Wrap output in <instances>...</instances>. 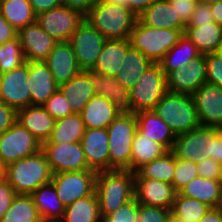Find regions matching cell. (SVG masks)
<instances>
[{
	"label": "cell",
	"instance_id": "6",
	"mask_svg": "<svg viewBox=\"0 0 222 222\" xmlns=\"http://www.w3.org/2000/svg\"><path fill=\"white\" fill-rule=\"evenodd\" d=\"M185 29H162L143 25L138 19L129 35L130 46L158 63L178 42Z\"/></svg>",
	"mask_w": 222,
	"mask_h": 222
},
{
	"label": "cell",
	"instance_id": "1",
	"mask_svg": "<svg viewBox=\"0 0 222 222\" xmlns=\"http://www.w3.org/2000/svg\"><path fill=\"white\" fill-rule=\"evenodd\" d=\"M135 174L129 170L97 172L95 192L102 218L135 197Z\"/></svg>",
	"mask_w": 222,
	"mask_h": 222
},
{
	"label": "cell",
	"instance_id": "44",
	"mask_svg": "<svg viewBox=\"0 0 222 222\" xmlns=\"http://www.w3.org/2000/svg\"><path fill=\"white\" fill-rule=\"evenodd\" d=\"M139 204L135 197L122 204L113 213L102 218V222H137Z\"/></svg>",
	"mask_w": 222,
	"mask_h": 222
},
{
	"label": "cell",
	"instance_id": "62",
	"mask_svg": "<svg viewBox=\"0 0 222 222\" xmlns=\"http://www.w3.org/2000/svg\"><path fill=\"white\" fill-rule=\"evenodd\" d=\"M200 3H206L208 5H212L218 2H221L222 0H197Z\"/></svg>",
	"mask_w": 222,
	"mask_h": 222
},
{
	"label": "cell",
	"instance_id": "8",
	"mask_svg": "<svg viewBox=\"0 0 222 222\" xmlns=\"http://www.w3.org/2000/svg\"><path fill=\"white\" fill-rule=\"evenodd\" d=\"M96 175L97 172L94 170L61 172L52 175L51 183L58 198L68 206L95 192Z\"/></svg>",
	"mask_w": 222,
	"mask_h": 222
},
{
	"label": "cell",
	"instance_id": "12",
	"mask_svg": "<svg viewBox=\"0 0 222 222\" xmlns=\"http://www.w3.org/2000/svg\"><path fill=\"white\" fill-rule=\"evenodd\" d=\"M84 20L79 11L59 6L36 16L37 24L58 42H67Z\"/></svg>",
	"mask_w": 222,
	"mask_h": 222
},
{
	"label": "cell",
	"instance_id": "17",
	"mask_svg": "<svg viewBox=\"0 0 222 222\" xmlns=\"http://www.w3.org/2000/svg\"><path fill=\"white\" fill-rule=\"evenodd\" d=\"M167 90L173 93L193 95L206 83L205 55L191 60L187 66L166 75Z\"/></svg>",
	"mask_w": 222,
	"mask_h": 222
},
{
	"label": "cell",
	"instance_id": "22",
	"mask_svg": "<svg viewBox=\"0 0 222 222\" xmlns=\"http://www.w3.org/2000/svg\"><path fill=\"white\" fill-rule=\"evenodd\" d=\"M96 95L110 100L120 112H130L129 90L115 79L92 69L86 70Z\"/></svg>",
	"mask_w": 222,
	"mask_h": 222
},
{
	"label": "cell",
	"instance_id": "41",
	"mask_svg": "<svg viewBox=\"0 0 222 222\" xmlns=\"http://www.w3.org/2000/svg\"><path fill=\"white\" fill-rule=\"evenodd\" d=\"M25 62L18 36L0 45V74L9 72Z\"/></svg>",
	"mask_w": 222,
	"mask_h": 222
},
{
	"label": "cell",
	"instance_id": "36",
	"mask_svg": "<svg viewBox=\"0 0 222 222\" xmlns=\"http://www.w3.org/2000/svg\"><path fill=\"white\" fill-rule=\"evenodd\" d=\"M59 222H102L96 192L66 206Z\"/></svg>",
	"mask_w": 222,
	"mask_h": 222
},
{
	"label": "cell",
	"instance_id": "31",
	"mask_svg": "<svg viewBox=\"0 0 222 222\" xmlns=\"http://www.w3.org/2000/svg\"><path fill=\"white\" fill-rule=\"evenodd\" d=\"M59 90L67 98L73 113L77 114H80L86 103L96 95L86 71H81L68 82L61 84Z\"/></svg>",
	"mask_w": 222,
	"mask_h": 222
},
{
	"label": "cell",
	"instance_id": "25",
	"mask_svg": "<svg viewBox=\"0 0 222 222\" xmlns=\"http://www.w3.org/2000/svg\"><path fill=\"white\" fill-rule=\"evenodd\" d=\"M137 19L145 26L159 29H185L186 27L168 0H156L137 16Z\"/></svg>",
	"mask_w": 222,
	"mask_h": 222
},
{
	"label": "cell",
	"instance_id": "30",
	"mask_svg": "<svg viewBox=\"0 0 222 222\" xmlns=\"http://www.w3.org/2000/svg\"><path fill=\"white\" fill-rule=\"evenodd\" d=\"M31 196L43 222H59L63 218L66 206L58 198L51 182L40 186Z\"/></svg>",
	"mask_w": 222,
	"mask_h": 222
},
{
	"label": "cell",
	"instance_id": "45",
	"mask_svg": "<svg viewBox=\"0 0 222 222\" xmlns=\"http://www.w3.org/2000/svg\"><path fill=\"white\" fill-rule=\"evenodd\" d=\"M206 83L222 88V52L205 55Z\"/></svg>",
	"mask_w": 222,
	"mask_h": 222
},
{
	"label": "cell",
	"instance_id": "3",
	"mask_svg": "<svg viewBox=\"0 0 222 222\" xmlns=\"http://www.w3.org/2000/svg\"><path fill=\"white\" fill-rule=\"evenodd\" d=\"M52 171L42 150L6 166V180L16 194L31 195L52 180Z\"/></svg>",
	"mask_w": 222,
	"mask_h": 222
},
{
	"label": "cell",
	"instance_id": "59",
	"mask_svg": "<svg viewBox=\"0 0 222 222\" xmlns=\"http://www.w3.org/2000/svg\"><path fill=\"white\" fill-rule=\"evenodd\" d=\"M6 179V165L0 158V181Z\"/></svg>",
	"mask_w": 222,
	"mask_h": 222
},
{
	"label": "cell",
	"instance_id": "56",
	"mask_svg": "<svg viewBox=\"0 0 222 222\" xmlns=\"http://www.w3.org/2000/svg\"><path fill=\"white\" fill-rule=\"evenodd\" d=\"M127 8L130 9L136 16H139L156 0H126Z\"/></svg>",
	"mask_w": 222,
	"mask_h": 222
},
{
	"label": "cell",
	"instance_id": "38",
	"mask_svg": "<svg viewBox=\"0 0 222 222\" xmlns=\"http://www.w3.org/2000/svg\"><path fill=\"white\" fill-rule=\"evenodd\" d=\"M0 222H43L31 195L16 194Z\"/></svg>",
	"mask_w": 222,
	"mask_h": 222
},
{
	"label": "cell",
	"instance_id": "24",
	"mask_svg": "<svg viewBox=\"0 0 222 222\" xmlns=\"http://www.w3.org/2000/svg\"><path fill=\"white\" fill-rule=\"evenodd\" d=\"M135 115L139 133L162 144L168 151L172 150L176 135L162 118L153 110L141 111Z\"/></svg>",
	"mask_w": 222,
	"mask_h": 222
},
{
	"label": "cell",
	"instance_id": "21",
	"mask_svg": "<svg viewBox=\"0 0 222 222\" xmlns=\"http://www.w3.org/2000/svg\"><path fill=\"white\" fill-rule=\"evenodd\" d=\"M28 86L31 92V105L44 104L59 89L44 61L28 62Z\"/></svg>",
	"mask_w": 222,
	"mask_h": 222
},
{
	"label": "cell",
	"instance_id": "48",
	"mask_svg": "<svg viewBox=\"0 0 222 222\" xmlns=\"http://www.w3.org/2000/svg\"><path fill=\"white\" fill-rule=\"evenodd\" d=\"M196 165L199 176L221 181V164L219 162L207 157Z\"/></svg>",
	"mask_w": 222,
	"mask_h": 222
},
{
	"label": "cell",
	"instance_id": "34",
	"mask_svg": "<svg viewBox=\"0 0 222 222\" xmlns=\"http://www.w3.org/2000/svg\"><path fill=\"white\" fill-rule=\"evenodd\" d=\"M167 152L168 150L162 144L136 131L131 147L130 171L136 172L144 164L162 157Z\"/></svg>",
	"mask_w": 222,
	"mask_h": 222
},
{
	"label": "cell",
	"instance_id": "27",
	"mask_svg": "<svg viewBox=\"0 0 222 222\" xmlns=\"http://www.w3.org/2000/svg\"><path fill=\"white\" fill-rule=\"evenodd\" d=\"M182 196L196 199L210 208L222 206V181L197 176L180 191Z\"/></svg>",
	"mask_w": 222,
	"mask_h": 222
},
{
	"label": "cell",
	"instance_id": "15",
	"mask_svg": "<svg viewBox=\"0 0 222 222\" xmlns=\"http://www.w3.org/2000/svg\"><path fill=\"white\" fill-rule=\"evenodd\" d=\"M202 127L222 128V88L204 83L192 95Z\"/></svg>",
	"mask_w": 222,
	"mask_h": 222
},
{
	"label": "cell",
	"instance_id": "9",
	"mask_svg": "<svg viewBox=\"0 0 222 222\" xmlns=\"http://www.w3.org/2000/svg\"><path fill=\"white\" fill-rule=\"evenodd\" d=\"M41 147L40 141L18 122L0 135V158L6 166L34 155Z\"/></svg>",
	"mask_w": 222,
	"mask_h": 222
},
{
	"label": "cell",
	"instance_id": "43",
	"mask_svg": "<svg viewBox=\"0 0 222 222\" xmlns=\"http://www.w3.org/2000/svg\"><path fill=\"white\" fill-rule=\"evenodd\" d=\"M42 106L55 120L73 114L67 98L59 89Z\"/></svg>",
	"mask_w": 222,
	"mask_h": 222
},
{
	"label": "cell",
	"instance_id": "14",
	"mask_svg": "<svg viewBox=\"0 0 222 222\" xmlns=\"http://www.w3.org/2000/svg\"><path fill=\"white\" fill-rule=\"evenodd\" d=\"M212 148V127H198L176 136L172 152L175 157L200 163L210 157Z\"/></svg>",
	"mask_w": 222,
	"mask_h": 222
},
{
	"label": "cell",
	"instance_id": "4",
	"mask_svg": "<svg viewBox=\"0 0 222 222\" xmlns=\"http://www.w3.org/2000/svg\"><path fill=\"white\" fill-rule=\"evenodd\" d=\"M178 136L200 127L192 95L167 91L153 110Z\"/></svg>",
	"mask_w": 222,
	"mask_h": 222
},
{
	"label": "cell",
	"instance_id": "20",
	"mask_svg": "<svg viewBox=\"0 0 222 222\" xmlns=\"http://www.w3.org/2000/svg\"><path fill=\"white\" fill-rule=\"evenodd\" d=\"M54 81L60 86L75 77L82 70L78 66L71 44L58 42L44 60Z\"/></svg>",
	"mask_w": 222,
	"mask_h": 222
},
{
	"label": "cell",
	"instance_id": "16",
	"mask_svg": "<svg viewBox=\"0 0 222 222\" xmlns=\"http://www.w3.org/2000/svg\"><path fill=\"white\" fill-rule=\"evenodd\" d=\"M134 174V192L138 204L171 210L177 193L172 184L152 178H144L137 171Z\"/></svg>",
	"mask_w": 222,
	"mask_h": 222
},
{
	"label": "cell",
	"instance_id": "46",
	"mask_svg": "<svg viewBox=\"0 0 222 222\" xmlns=\"http://www.w3.org/2000/svg\"><path fill=\"white\" fill-rule=\"evenodd\" d=\"M170 209L139 204L137 222H167Z\"/></svg>",
	"mask_w": 222,
	"mask_h": 222
},
{
	"label": "cell",
	"instance_id": "61",
	"mask_svg": "<svg viewBox=\"0 0 222 222\" xmlns=\"http://www.w3.org/2000/svg\"><path fill=\"white\" fill-rule=\"evenodd\" d=\"M167 222H190V221H183L179 218L174 217L172 214L168 217Z\"/></svg>",
	"mask_w": 222,
	"mask_h": 222
},
{
	"label": "cell",
	"instance_id": "2",
	"mask_svg": "<svg viewBox=\"0 0 222 222\" xmlns=\"http://www.w3.org/2000/svg\"><path fill=\"white\" fill-rule=\"evenodd\" d=\"M84 19L107 40L128 39L137 16L126 7L99 0L90 8Z\"/></svg>",
	"mask_w": 222,
	"mask_h": 222
},
{
	"label": "cell",
	"instance_id": "32",
	"mask_svg": "<svg viewBox=\"0 0 222 222\" xmlns=\"http://www.w3.org/2000/svg\"><path fill=\"white\" fill-rule=\"evenodd\" d=\"M152 64L153 62L150 59L146 58L139 50L130 46L125 53L123 63L115 79L124 88L130 90Z\"/></svg>",
	"mask_w": 222,
	"mask_h": 222
},
{
	"label": "cell",
	"instance_id": "5",
	"mask_svg": "<svg viewBox=\"0 0 222 222\" xmlns=\"http://www.w3.org/2000/svg\"><path fill=\"white\" fill-rule=\"evenodd\" d=\"M136 131V115L131 112H120L109 124L107 127L109 136V171H130L131 147Z\"/></svg>",
	"mask_w": 222,
	"mask_h": 222
},
{
	"label": "cell",
	"instance_id": "53",
	"mask_svg": "<svg viewBox=\"0 0 222 222\" xmlns=\"http://www.w3.org/2000/svg\"><path fill=\"white\" fill-rule=\"evenodd\" d=\"M18 31L0 13V45L16 38Z\"/></svg>",
	"mask_w": 222,
	"mask_h": 222
},
{
	"label": "cell",
	"instance_id": "50",
	"mask_svg": "<svg viewBox=\"0 0 222 222\" xmlns=\"http://www.w3.org/2000/svg\"><path fill=\"white\" fill-rule=\"evenodd\" d=\"M16 192L6 179L0 181V221L11 206Z\"/></svg>",
	"mask_w": 222,
	"mask_h": 222
},
{
	"label": "cell",
	"instance_id": "55",
	"mask_svg": "<svg viewBox=\"0 0 222 222\" xmlns=\"http://www.w3.org/2000/svg\"><path fill=\"white\" fill-rule=\"evenodd\" d=\"M35 15L62 5L61 0H29Z\"/></svg>",
	"mask_w": 222,
	"mask_h": 222
},
{
	"label": "cell",
	"instance_id": "33",
	"mask_svg": "<svg viewBox=\"0 0 222 222\" xmlns=\"http://www.w3.org/2000/svg\"><path fill=\"white\" fill-rule=\"evenodd\" d=\"M200 55L196 46L183 33L178 42L166 53L158 64L165 75H167L171 71L187 66L191 60L196 59Z\"/></svg>",
	"mask_w": 222,
	"mask_h": 222
},
{
	"label": "cell",
	"instance_id": "7",
	"mask_svg": "<svg viewBox=\"0 0 222 222\" xmlns=\"http://www.w3.org/2000/svg\"><path fill=\"white\" fill-rule=\"evenodd\" d=\"M167 91L166 75L158 63H153L129 90L130 112L154 110Z\"/></svg>",
	"mask_w": 222,
	"mask_h": 222
},
{
	"label": "cell",
	"instance_id": "11",
	"mask_svg": "<svg viewBox=\"0 0 222 222\" xmlns=\"http://www.w3.org/2000/svg\"><path fill=\"white\" fill-rule=\"evenodd\" d=\"M41 150L53 174L91 170L85 160L81 142L42 143Z\"/></svg>",
	"mask_w": 222,
	"mask_h": 222
},
{
	"label": "cell",
	"instance_id": "42",
	"mask_svg": "<svg viewBox=\"0 0 222 222\" xmlns=\"http://www.w3.org/2000/svg\"><path fill=\"white\" fill-rule=\"evenodd\" d=\"M197 176L199 175L196 163L175 157L174 176L171 184L177 193Z\"/></svg>",
	"mask_w": 222,
	"mask_h": 222
},
{
	"label": "cell",
	"instance_id": "58",
	"mask_svg": "<svg viewBox=\"0 0 222 222\" xmlns=\"http://www.w3.org/2000/svg\"><path fill=\"white\" fill-rule=\"evenodd\" d=\"M214 22L222 27V1L211 5Z\"/></svg>",
	"mask_w": 222,
	"mask_h": 222
},
{
	"label": "cell",
	"instance_id": "29",
	"mask_svg": "<svg viewBox=\"0 0 222 222\" xmlns=\"http://www.w3.org/2000/svg\"><path fill=\"white\" fill-rule=\"evenodd\" d=\"M184 34L201 55L222 50V27L216 22L198 24V27H185Z\"/></svg>",
	"mask_w": 222,
	"mask_h": 222
},
{
	"label": "cell",
	"instance_id": "18",
	"mask_svg": "<svg viewBox=\"0 0 222 222\" xmlns=\"http://www.w3.org/2000/svg\"><path fill=\"white\" fill-rule=\"evenodd\" d=\"M109 136L107 128L86 129L81 138L88 167L96 172L109 171Z\"/></svg>",
	"mask_w": 222,
	"mask_h": 222
},
{
	"label": "cell",
	"instance_id": "47",
	"mask_svg": "<svg viewBox=\"0 0 222 222\" xmlns=\"http://www.w3.org/2000/svg\"><path fill=\"white\" fill-rule=\"evenodd\" d=\"M212 22H214V17L211 12V5L198 2L186 27H198V24H209Z\"/></svg>",
	"mask_w": 222,
	"mask_h": 222
},
{
	"label": "cell",
	"instance_id": "13",
	"mask_svg": "<svg viewBox=\"0 0 222 222\" xmlns=\"http://www.w3.org/2000/svg\"><path fill=\"white\" fill-rule=\"evenodd\" d=\"M0 102L16 111L31 105L27 61L9 72L0 74Z\"/></svg>",
	"mask_w": 222,
	"mask_h": 222
},
{
	"label": "cell",
	"instance_id": "60",
	"mask_svg": "<svg viewBox=\"0 0 222 222\" xmlns=\"http://www.w3.org/2000/svg\"><path fill=\"white\" fill-rule=\"evenodd\" d=\"M105 1L116 4L117 6L127 8V1L126 0H105Z\"/></svg>",
	"mask_w": 222,
	"mask_h": 222
},
{
	"label": "cell",
	"instance_id": "63",
	"mask_svg": "<svg viewBox=\"0 0 222 222\" xmlns=\"http://www.w3.org/2000/svg\"><path fill=\"white\" fill-rule=\"evenodd\" d=\"M221 181H222V164H221Z\"/></svg>",
	"mask_w": 222,
	"mask_h": 222
},
{
	"label": "cell",
	"instance_id": "37",
	"mask_svg": "<svg viewBox=\"0 0 222 222\" xmlns=\"http://www.w3.org/2000/svg\"><path fill=\"white\" fill-rule=\"evenodd\" d=\"M0 13L17 31L36 22L29 0H0Z\"/></svg>",
	"mask_w": 222,
	"mask_h": 222
},
{
	"label": "cell",
	"instance_id": "35",
	"mask_svg": "<svg viewBox=\"0 0 222 222\" xmlns=\"http://www.w3.org/2000/svg\"><path fill=\"white\" fill-rule=\"evenodd\" d=\"M85 130L81 115L73 113L56 120L49 139L43 143L81 142Z\"/></svg>",
	"mask_w": 222,
	"mask_h": 222
},
{
	"label": "cell",
	"instance_id": "28",
	"mask_svg": "<svg viewBox=\"0 0 222 222\" xmlns=\"http://www.w3.org/2000/svg\"><path fill=\"white\" fill-rule=\"evenodd\" d=\"M130 47L128 39H108L92 68L105 76L115 77L121 68L123 58Z\"/></svg>",
	"mask_w": 222,
	"mask_h": 222
},
{
	"label": "cell",
	"instance_id": "23",
	"mask_svg": "<svg viewBox=\"0 0 222 222\" xmlns=\"http://www.w3.org/2000/svg\"><path fill=\"white\" fill-rule=\"evenodd\" d=\"M55 119L42 105H30L17 111V120L42 144L47 141L54 128Z\"/></svg>",
	"mask_w": 222,
	"mask_h": 222
},
{
	"label": "cell",
	"instance_id": "52",
	"mask_svg": "<svg viewBox=\"0 0 222 222\" xmlns=\"http://www.w3.org/2000/svg\"><path fill=\"white\" fill-rule=\"evenodd\" d=\"M210 158L222 164V132L212 127V148Z\"/></svg>",
	"mask_w": 222,
	"mask_h": 222
},
{
	"label": "cell",
	"instance_id": "57",
	"mask_svg": "<svg viewBox=\"0 0 222 222\" xmlns=\"http://www.w3.org/2000/svg\"><path fill=\"white\" fill-rule=\"evenodd\" d=\"M198 222H222V206L209 208Z\"/></svg>",
	"mask_w": 222,
	"mask_h": 222
},
{
	"label": "cell",
	"instance_id": "49",
	"mask_svg": "<svg viewBox=\"0 0 222 222\" xmlns=\"http://www.w3.org/2000/svg\"><path fill=\"white\" fill-rule=\"evenodd\" d=\"M176 14L187 25L195 10L197 0H168Z\"/></svg>",
	"mask_w": 222,
	"mask_h": 222
},
{
	"label": "cell",
	"instance_id": "26",
	"mask_svg": "<svg viewBox=\"0 0 222 222\" xmlns=\"http://www.w3.org/2000/svg\"><path fill=\"white\" fill-rule=\"evenodd\" d=\"M120 114V111L108 99L94 95L80 113L86 129L107 128Z\"/></svg>",
	"mask_w": 222,
	"mask_h": 222
},
{
	"label": "cell",
	"instance_id": "19",
	"mask_svg": "<svg viewBox=\"0 0 222 222\" xmlns=\"http://www.w3.org/2000/svg\"><path fill=\"white\" fill-rule=\"evenodd\" d=\"M25 61H44L58 43L37 22L27 25L18 31Z\"/></svg>",
	"mask_w": 222,
	"mask_h": 222
},
{
	"label": "cell",
	"instance_id": "40",
	"mask_svg": "<svg viewBox=\"0 0 222 222\" xmlns=\"http://www.w3.org/2000/svg\"><path fill=\"white\" fill-rule=\"evenodd\" d=\"M210 207L200 201L176 193L171 214L183 221L198 222Z\"/></svg>",
	"mask_w": 222,
	"mask_h": 222
},
{
	"label": "cell",
	"instance_id": "54",
	"mask_svg": "<svg viewBox=\"0 0 222 222\" xmlns=\"http://www.w3.org/2000/svg\"><path fill=\"white\" fill-rule=\"evenodd\" d=\"M96 2L97 0H61L62 6L77 10L84 16Z\"/></svg>",
	"mask_w": 222,
	"mask_h": 222
},
{
	"label": "cell",
	"instance_id": "10",
	"mask_svg": "<svg viewBox=\"0 0 222 222\" xmlns=\"http://www.w3.org/2000/svg\"><path fill=\"white\" fill-rule=\"evenodd\" d=\"M107 39L85 19L69 39L78 66L82 71L92 69Z\"/></svg>",
	"mask_w": 222,
	"mask_h": 222
},
{
	"label": "cell",
	"instance_id": "51",
	"mask_svg": "<svg viewBox=\"0 0 222 222\" xmlns=\"http://www.w3.org/2000/svg\"><path fill=\"white\" fill-rule=\"evenodd\" d=\"M17 120V111L0 102V135L7 131Z\"/></svg>",
	"mask_w": 222,
	"mask_h": 222
},
{
	"label": "cell",
	"instance_id": "39",
	"mask_svg": "<svg viewBox=\"0 0 222 222\" xmlns=\"http://www.w3.org/2000/svg\"><path fill=\"white\" fill-rule=\"evenodd\" d=\"M175 155L170 150L140 167L137 172L144 178H152L171 184L174 176Z\"/></svg>",
	"mask_w": 222,
	"mask_h": 222
}]
</instances>
